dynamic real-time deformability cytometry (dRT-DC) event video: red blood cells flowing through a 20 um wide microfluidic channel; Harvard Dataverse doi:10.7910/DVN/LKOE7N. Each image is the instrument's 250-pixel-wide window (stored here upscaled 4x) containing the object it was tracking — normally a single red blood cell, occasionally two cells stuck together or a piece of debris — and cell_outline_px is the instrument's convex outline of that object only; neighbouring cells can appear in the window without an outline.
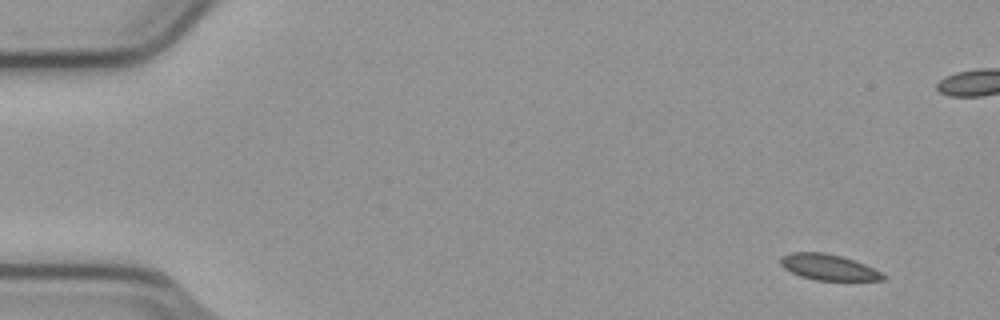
{"species": "common noctule bat (a hibernating species)", "species_latin": "Nyctalus noctula", "temperature_condition": "cold", "stored_images_in_passage": 6, "camera_frame_rate_fps": 3000, "um_per_image_px": 0.085, "animal": {"sex": "male", "body_mass_g": 23.1, "forearm_length_mm": 52.7}, "frame": {"image": 1, "passage_image": 1, "time_ms": 0.0, "image_size_px": [1000, 320], "cell_outline_px": [[888, 276], [884, 280], [816, 280], [800, 276], [784, 268], [780, 264], [780, 256], [788, 252], [824, 252], [840, 256], [864, 264]], "centroid_in_image_um": [70.38, 22.7], "position_along_channel_um": 14.6, "area_um2": 15.37}}